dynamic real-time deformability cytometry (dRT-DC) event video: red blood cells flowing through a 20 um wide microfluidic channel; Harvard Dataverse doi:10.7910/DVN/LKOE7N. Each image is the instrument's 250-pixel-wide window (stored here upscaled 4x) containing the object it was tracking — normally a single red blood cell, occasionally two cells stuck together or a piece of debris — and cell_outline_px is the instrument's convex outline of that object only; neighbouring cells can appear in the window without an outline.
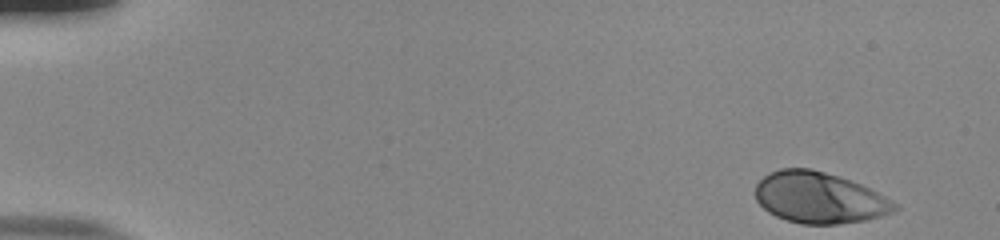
{"species": "human", "species_latin": "Homo sapiens", "temperature_condition": "room temperature", "stored_images_in_passage": 51, "camera_frame_rate_fps": 3000, "um_per_image_px": 0.085, "donor": {"sex": "male"}, "frame": {"image": 1, "passage_image": 1, "time_ms": 0.0, "image_size_px": [1000, 240], "cell_outline_px": [[900, 208], [892, 212], [880, 216], [864, 220], [836, 224], [800, 224], [776, 216], [768, 212], [756, 200], [756, 184], [768, 172], [780, 168], [812, 168], [860, 184], [900, 204]], "centroid_in_image_um": [69.63, 16.8], "position_along_channel_um": 15.4, "area_um2": 41.33}}
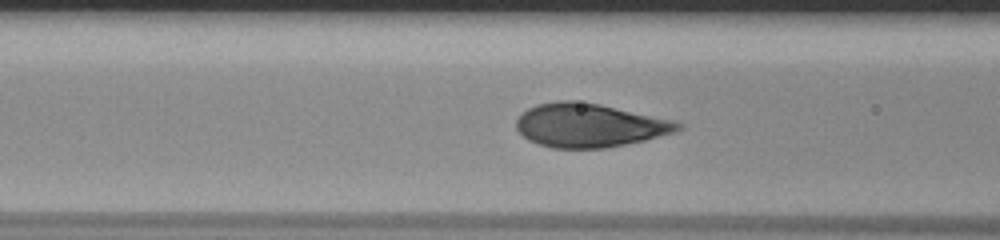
{"frame": {"image": 2, "passage_image": 20, "time_ms": 6.333, "image_size_px": [1000, 240], "cell_outline_px": [[684, 128], [676, 132], [644, 140], [608, 148], [552, 148], [528, 140], [516, 128], [516, 120], [528, 108], [536, 104], [560, 100], [572, 100], [600, 104], [676, 120], [684, 124]], "centroid_in_image_um": [50.15, 10.65], "position_along_channel_um": 116.4, "area_um2": 41.33}}
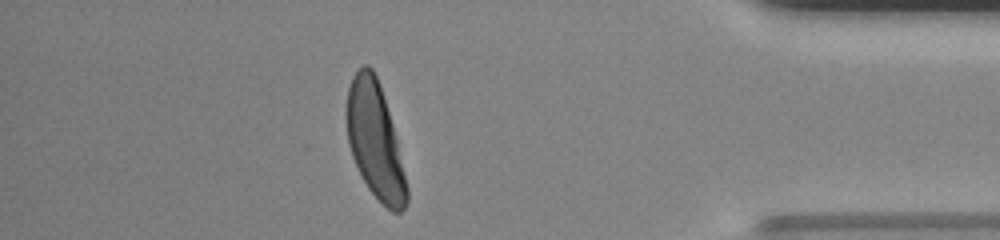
{"frame": {"image": 3, "passage_image": 45, "time_ms": 14.667, "image_size_px": [1000, 240], "cell_outline_px": [[408, 200], [404, 208], [400, 212], [392, 212], [368, 188], [352, 156], [348, 140], [344, 112], [348, 88], [352, 76], [364, 64], [368, 64], [372, 68], [380, 84], [384, 96], [392, 124], [408, 188]], "centroid_in_image_um": [31.85, 11.9], "position_along_channel_um": 403.4, "area_um2": 40.23}, "authors_computed_cell_mechanics": {"area_um2": 41.4426, "velocity_mm_per_s": 3.8357, "shape_relaxation_time_tau1_ms": 2.722, "shape_relaxation_time_tau2_ms": null, "deformation_change_tau1": 0.1936, "deformation_change_tau2": null}}